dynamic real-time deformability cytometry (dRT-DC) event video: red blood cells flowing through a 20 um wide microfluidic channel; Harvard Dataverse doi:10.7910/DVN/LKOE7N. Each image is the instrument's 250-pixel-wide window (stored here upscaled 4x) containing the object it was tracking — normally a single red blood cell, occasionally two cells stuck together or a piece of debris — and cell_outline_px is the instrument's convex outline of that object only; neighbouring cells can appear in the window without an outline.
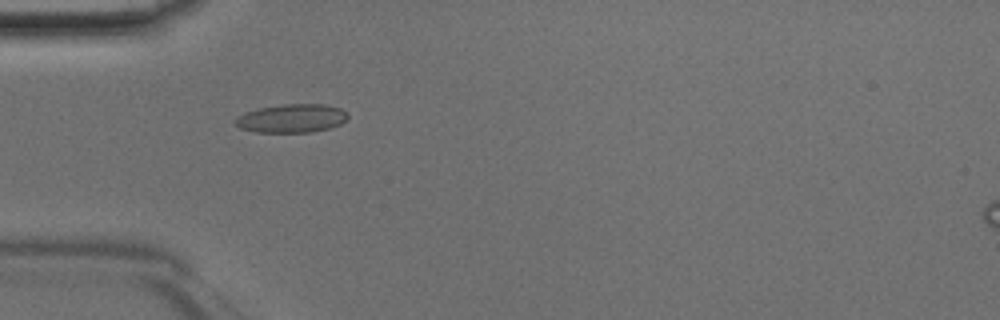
{"species": "Egyptian fruit bat (a non-hibernating species)", "species_latin": "Rousettus aegyptiacus", "temperature_condition": "room temperature", "stored_images_in_passage": 41, "camera_frame_rate_fps": 3000, "um_per_image_px": 0.085, "animal": {"sex": "male"}, "frame": {"image": 1, "passage_image": 8, "time_ms": 2.333, "image_size_px": [1000, 320], "cell_outline_px": [[348, 116], [340, 124], [328, 128], [312, 132], [256, 132], [240, 128], [232, 124], [236, 116], [244, 112], [260, 108], [284, 104], [324, 104], [340, 108], [348, 112]], "centroid_in_image_um": [24.75, 10.06], "position_along_channel_um": 60.3, "area_um2": 18.79}}
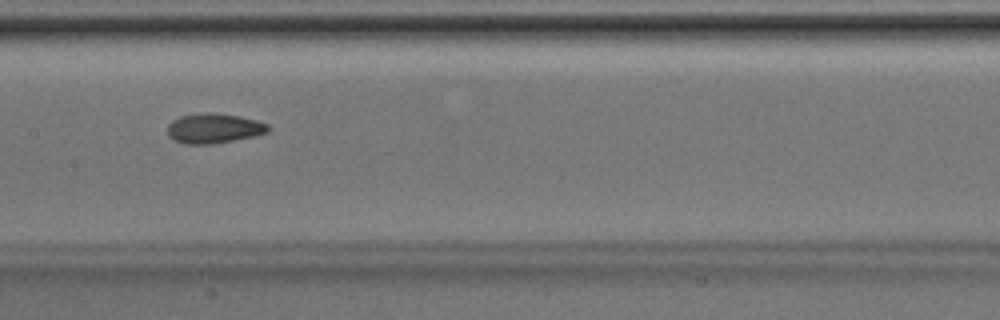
{"frame": {"image": 2, "passage_image": 17, "time_ms": 5.333, "image_size_px": [1000, 320], "cell_outline_px": [[268, 132], [256, 136], [212, 144], [184, 144], [172, 140], [168, 136], [168, 124], [172, 120], [180, 116], [200, 112], [212, 112], [240, 116], [256, 120], [268, 124]], "centroid_in_image_um": [18.15, 10.9], "position_along_channel_um": 189.3, "area_um2": 17.74}}
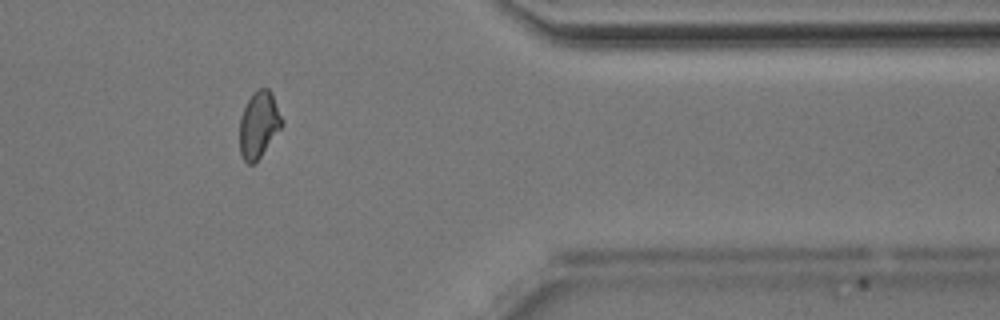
{"frame": {"image": 3, "passage_image": 32, "time_ms": 10.333, "image_size_px": [1000, 320], "cell_outline_px": [[284, 124], [260, 156], [252, 164], [248, 164], [244, 160], [240, 152], [240, 116], [252, 92], [260, 88], [268, 88], [272, 92], [284, 120]], "centroid_in_image_um": [22.02, 10.55], "position_along_channel_um": 389.4, "area_um2": 16.36}}